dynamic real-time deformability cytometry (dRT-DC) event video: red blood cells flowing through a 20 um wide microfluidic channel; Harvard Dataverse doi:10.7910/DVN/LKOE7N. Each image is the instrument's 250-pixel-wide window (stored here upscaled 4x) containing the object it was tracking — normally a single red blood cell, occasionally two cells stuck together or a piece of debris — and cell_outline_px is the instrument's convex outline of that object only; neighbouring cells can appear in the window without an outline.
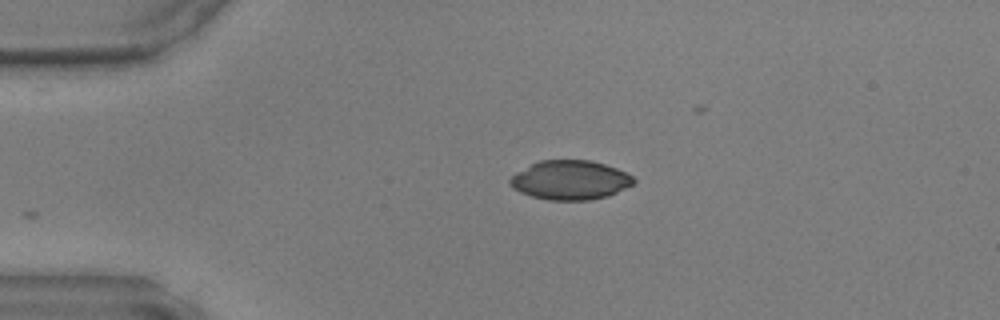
{"species": "common noctule bat (a hibernating species)", "species_latin": "Nyctalus noctula", "temperature_condition": "warm", "stored_images_in_passage": 23, "camera_frame_rate_fps": 3000, "um_per_image_px": 0.085, "animal": {"sex": "male", "body_mass_g": 17.9, "forearm_length_mm": 54.2}, "frame": {"image": 1, "passage_image": 1, "time_ms": 0.0, "image_size_px": [1000, 320], "cell_outline_px": [[636, 180], [632, 184], [608, 196], [592, 200], [548, 200], [532, 196], [520, 192], [512, 188], [508, 184], [508, 180], [512, 176], [532, 164], [540, 160], [592, 160], [616, 168], [632, 176]], "centroid_in_image_um": [48.45, 15.31], "position_along_channel_um": 36.5, "area_um2": 28.09}}
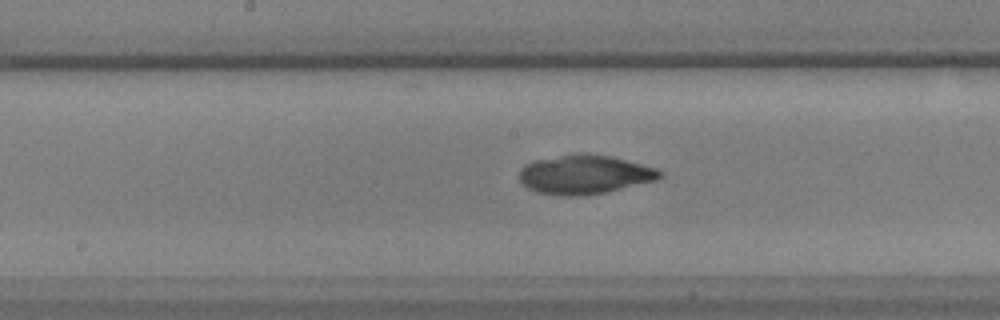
{"frame": {"image": 2, "passage_image": 15, "time_ms": 4.667, "image_size_px": [1000, 320], "cell_outline_px": [[664, 176], [656, 180], [604, 192], [580, 196], [560, 196], [536, 192], [528, 188], [520, 180], [520, 168], [524, 164], [536, 160], [576, 152], [588, 152], [612, 156], [660, 168], [664, 172]], "centroid_in_image_um": [49.72, 14.81], "position_along_channel_um": 198.5, "area_um2": 32.48}}
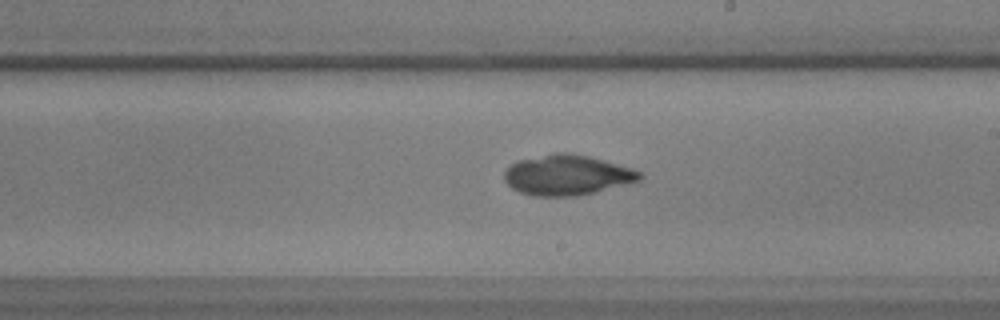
{"frame": {"image": 3, "passage_image": 18, "time_ms": 5.667, "image_size_px": [1000, 320], "cell_outline_px": [[644, 176], [640, 180], [576, 196], [532, 196], [520, 192], [512, 188], [504, 180], [504, 172], [516, 160], [556, 152], [572, 152], [588, 156], [632, 168], [640, 172]], "centroid_in_image_um": [48.16, 14.87], "position_along_channel_um": 240.8, "area_um2": 31.62}}